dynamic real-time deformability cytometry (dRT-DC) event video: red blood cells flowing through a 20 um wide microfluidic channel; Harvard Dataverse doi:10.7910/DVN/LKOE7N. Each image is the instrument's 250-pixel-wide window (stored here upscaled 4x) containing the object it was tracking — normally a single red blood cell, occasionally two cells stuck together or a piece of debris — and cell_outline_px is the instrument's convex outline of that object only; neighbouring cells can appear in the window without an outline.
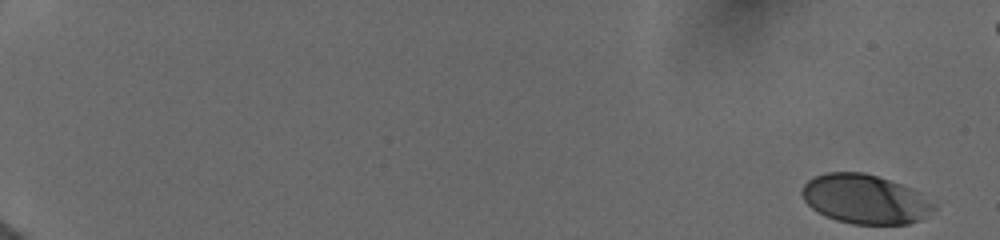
{"species": "human", "species_latin": "Homo sapiens", "temperature_condition": "cold", "stored_images_in_passage": 77, "camera_frame_rate_fps": 3000, "um_per_image_px": 0.085, "donor": {"sex": "female"}, "frame": {"image": 1, "passage_image": 1, "time_ms": 0.0, "image_size_px": [1000, 240], "cell_outline_px": [[936, 208], [920, 220], [908, 224], [852, 224], [836, 220], [824, 216], [816, 212], [804, 200], [800, 192], [800, 188], [812, 176], [824, 172], [864, 172], [912, 188], [920, 192], [936, 204]], "centroid_in_image_um": [73.5, 16.92], "position_along_channel_um": 11.5, "area_um2": 38.21}}
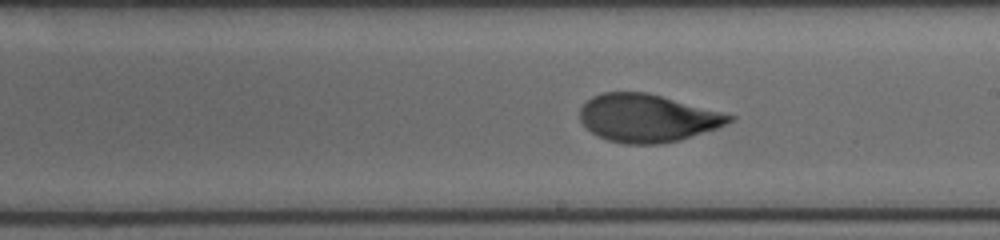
{"frame": {"image": 2, "passage_image": 50, "time_ms": 11.0, "image_size_px": [1000, 240], "cell_outline_px": [[736, 116], [732, 120], [716, 128], [680, 140], [660, 144], [624, 144], [608, 140], [596, 136], [580, 120], [580, 108], [592, 96], [604, 92], [648, 92]], "centroid_in_image_um": [55.0, 10.04], "position_along_channel_um": 234.0, "area_um2": 41.38}}
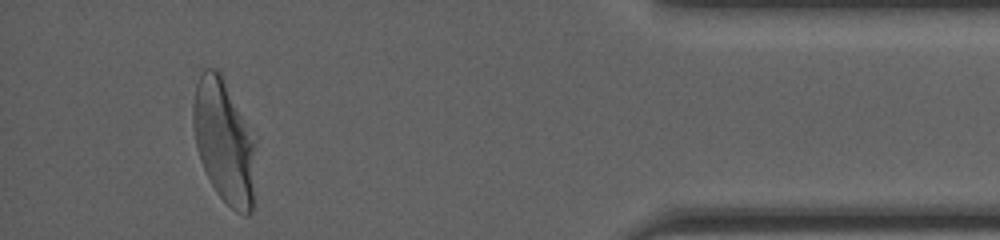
{"frame": {"image": 3, "passage_image": 76, "time_ms": 16.667, "image_size_px": [1000, 240], "cell_outline_px": [[256, 140], [252, 212], [248, 216], [244, 216], [236, 212], [216, 192], [200, 160], [196, 144], [192, 120], [192, 104], [196, 84], [204, 68], [216, 68], [220, 72], [256, 136]], "centroid_in_image_um": [19.07, 12.0], "position_along_channel_um": 416.1, "area_um2": 45.55}}